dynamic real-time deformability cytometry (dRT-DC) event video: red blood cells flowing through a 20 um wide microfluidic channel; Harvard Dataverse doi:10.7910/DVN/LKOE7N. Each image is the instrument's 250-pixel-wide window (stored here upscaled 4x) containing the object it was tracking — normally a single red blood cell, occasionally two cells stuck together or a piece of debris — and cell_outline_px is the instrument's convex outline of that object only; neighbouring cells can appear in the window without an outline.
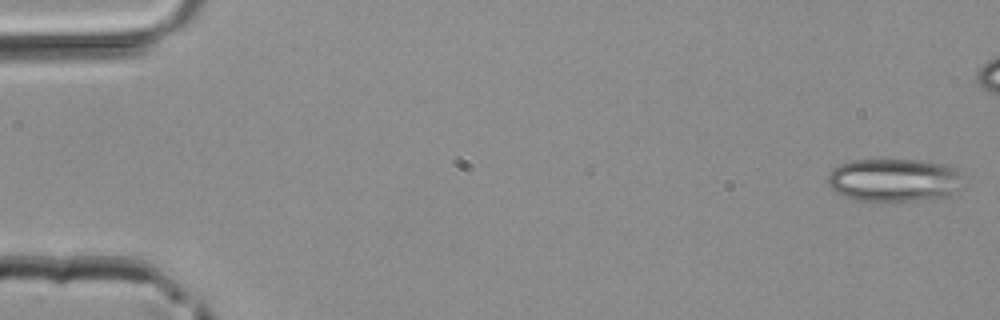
{"species": "common noctule bat (a hibernating species)", "species_latin": "Nyctalus noctula", "temperature_condition": "room temperature", "stored_images_in_passage": 39, "camera_frame_rate_fps": 3000, "um_per_image_px": 0.085, "animal": {"sex": "male", "body_mass_g": 20.4}, "frame": {"image": 1, "passage_image": 1, "time_ms": 0.0, "image_size_px": [1000, 320], "cell_outline_px": [[964, 188], [944, 196], [892, 204], [856, 200], [844, 196], [836, 192], [828, 184], [828, 176], [832, 168], [840, 164], [852, 160], [916, 160], [944, 164], [952, 168], [956, 172]], "centroid_in_image_um": [75.94, 15.34], "position_along_channel_um": 9.1, "area_um2": 34.39}}
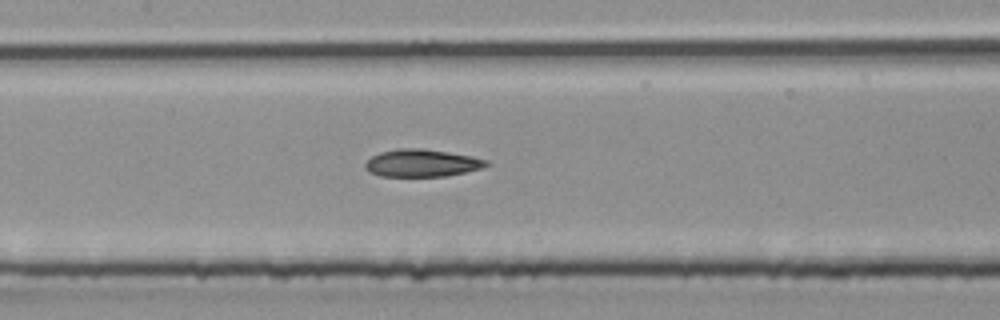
{"frame": {"image": 2, "passage_image": 21, "time_ms": 6.667, "image_size_px": [1000, 320], "cell_outline_px": [[488, 164], [484, 168], [444, 176], [380, 176], [368, 172], [364, 168], [364, 164], [372, 156], [380, 152], [400, 148], [420, 148], [472, 156], [488, 160]], "centroid_in_image_um": [35.83, 13.86], "position_along_channel_um": 171.6, "area_um2": 19.31}}
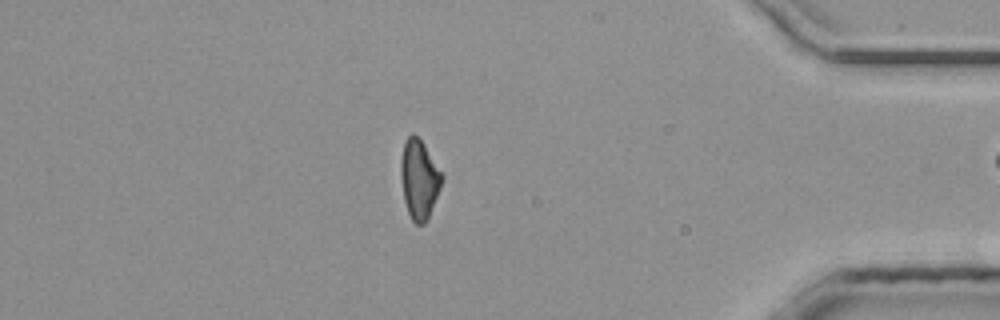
{"frame": {"image": 3, "passage_image": 38, "time_ms": 12.333, "image_size_px": [1000, 320], "cell_outline_px": [[444, 180], [428, 220], [424, 224], [416, 224], [412, 220], [408, 212], [404, 200], [400, 176], [400, 160], [404, 144], [408, 136], [412, 132], [424, 144], [444, 176]], "centroid_in_image_um": [35.64, 15.26], "position_along_channel_um": 399.6, "area_um2": 19.13}}